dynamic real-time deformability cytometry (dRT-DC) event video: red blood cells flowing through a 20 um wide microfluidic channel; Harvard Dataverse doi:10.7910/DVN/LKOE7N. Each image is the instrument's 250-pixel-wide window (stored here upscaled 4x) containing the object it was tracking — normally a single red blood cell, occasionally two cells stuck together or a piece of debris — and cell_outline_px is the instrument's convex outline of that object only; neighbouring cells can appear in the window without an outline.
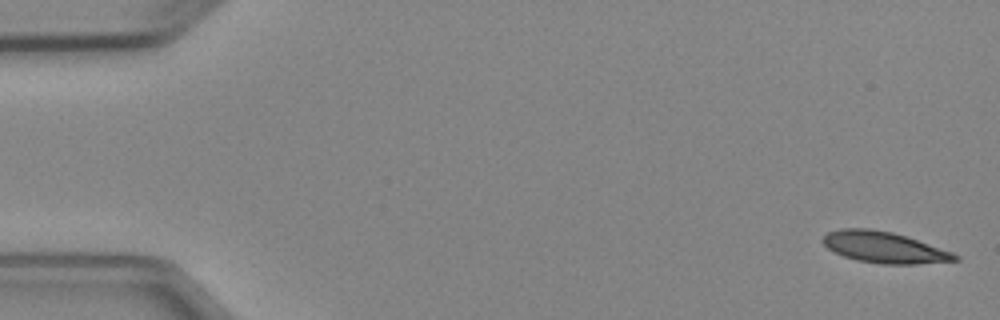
{"species": "Egyptian fruit bat (a non-hibernating species)", "species_latin": "Rousettus aegyptiacus", "temperature_condition": "cold", "stored_images_in_passage": 6, "camera_frame_rate_fps": 3000, "um_per_image_px": 0.085, "animal": {"sex": "female"}, "frame": {"image": 1, "passage_image": 1, "time_ms": 0.0, "image_size_px": [1000, 320], "cell_outline_px": [[960, 260], [916, 264], [880, 264], [860, 260], [844, 256], [828, 248], [820, 240], [828, 232], [840, 228], [872, 228], [892, 232], [952, 252], [960, 256]], "centroid_in_image_um": [75.14, 21.02], "position_along_channel_um": 9.9, "area_um2": 23.76}}
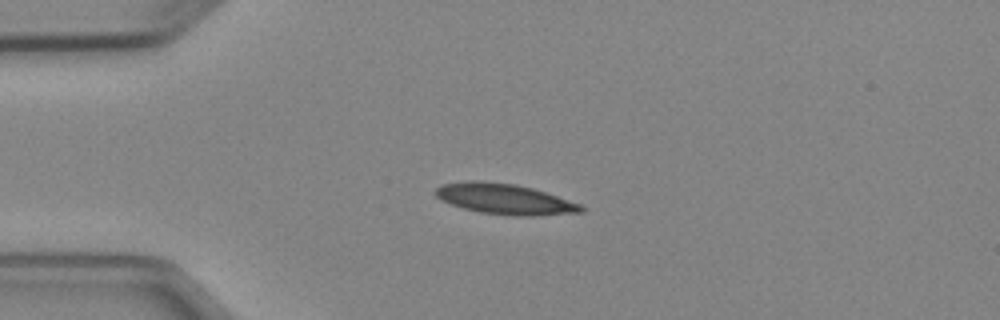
{"frame": {"image": 2, "passage_image": 4, "time_ms": 3.667, "image_size_px": [1000, 320], "cell_outline_px": [[584, 212], [528, 216], [516, 216], [480, 212], [464, 208], [440, 200], [436, 196], [436, 188], [440, 184], [468, 180], [476, 180], [516, 184], [532, 188], [580, 204], [584, 208]], "centroid_in_image_um": [42.86, 16.91], "position_along_channel_um": 42.1, "area_um2": 25.72}}